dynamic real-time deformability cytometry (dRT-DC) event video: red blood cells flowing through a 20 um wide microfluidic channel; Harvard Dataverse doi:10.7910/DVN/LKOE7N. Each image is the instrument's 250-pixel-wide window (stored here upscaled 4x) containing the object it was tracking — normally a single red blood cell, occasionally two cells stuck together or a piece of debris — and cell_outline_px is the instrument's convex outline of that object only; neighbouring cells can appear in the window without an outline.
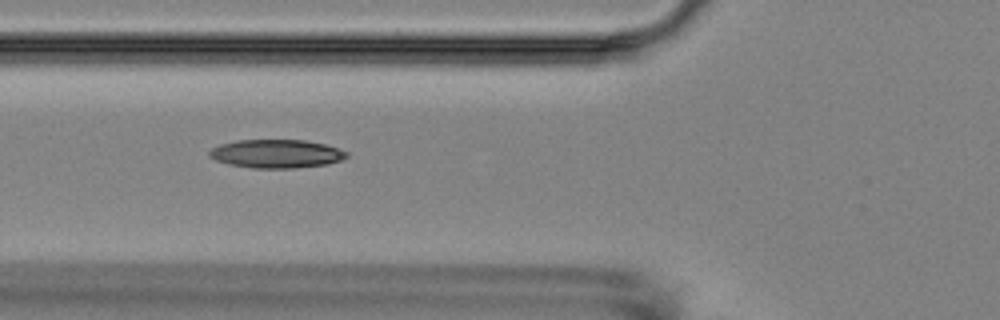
{"species": "Egyptian fruit bat (a non-hibernating species)", "species_latin": "Rousettus aegyptiacus", "temperature_condition": "room temperature", "stored_images_in_passage": 5, "camera_frame_rate_fps": 3000, "um_per_image_px": 0.085, "animal": {"sex": "female"}, "frame": {"image": 1, "passage_image": 2, "time_ms": 1.0, "image_size_px": [1000, 320], "cell_outline_px": [[348, 156], [340, 160], [328, 164], [296, 168], [252, 168], [228, 164], [216, 160], [208, 156], [208, 152], [212, 148], [220, 144], [236, 140], [304, 140], [324, 144], [348, 152]], "centroid_in_image_um": [23.46, 13.07], "position_along_channel_um": 102.3, "area_um2": 22.77}}
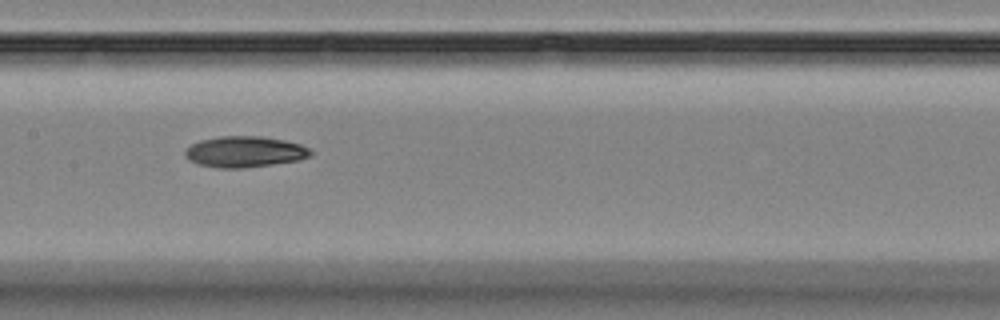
{"frame": {"image": 2, "passage_image": 4, "time_ms": 3.333, "image_size_px": [1000, 320], "cell_outline_px": [[312, 152], [308, 156], [300, 160], [240, 168], [220, 168], [200, 164], [188, 160], [184, 156], [184, 152], [192, 144], [200, 140], [220, 136], [260, 136], [284, 140], [300, 144], [308, 148]], "centroid_in_image_um": [20.77, 12.89], "position_along_channel_um": 186.6, "area_um2": 22.43}}
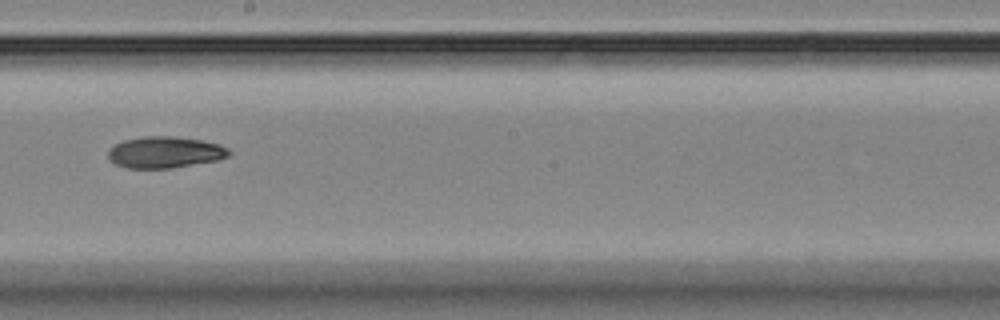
{"frame": {"image": 3, "passage_image": 5, "time_ms": 4.667, "image_size_px": [1000, 320], "cell_outline_px": [[232, 152], [228, 156], [216, 160], [172, 168], [128, 168], [116, 164], [108, 156], [108, 148], [124, 140], [144, 136], [172, 136], [200, 140], [220, 144], [228, 148]], "centroid_in_image_um": [14.02, 12.94], "position_along_channel_um": 234.2, "area_um2": 22.02}}